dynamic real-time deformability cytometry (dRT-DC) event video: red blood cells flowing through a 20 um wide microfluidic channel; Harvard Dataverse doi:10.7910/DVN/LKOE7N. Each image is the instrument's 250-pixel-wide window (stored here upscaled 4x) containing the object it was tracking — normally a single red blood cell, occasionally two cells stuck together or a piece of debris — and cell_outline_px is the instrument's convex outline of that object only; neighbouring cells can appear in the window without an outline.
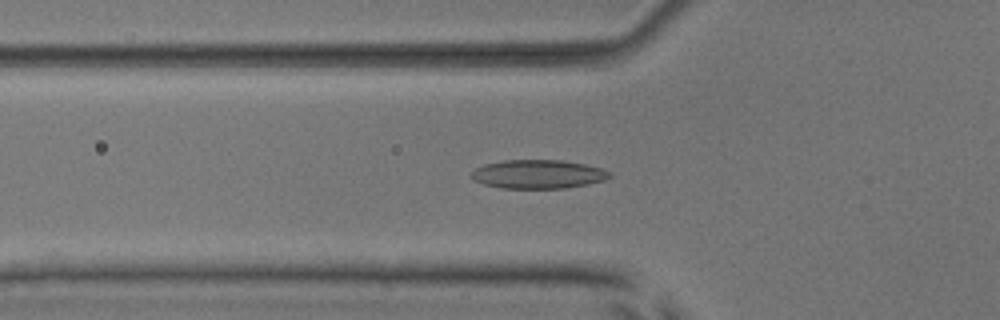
{"species": "common noctule bat (a hibernating species)", "species_latin": "Nyctalus noctula", "temperature_condition": "room temperature", "stored_images_in_passage": 43, "camera_frame_rate_fps": 3000, "um_per_image_px": 0.085, "animal": {"sex": "male", "body_mass_g": 17.9, "forearm_length_mm": 54.2}, "frame": {"image": 1, "passage_image": 13, "time_ms": 4.0, "image_size_px": [1000, 320], "cell_outline_px": [[612, 176], [604, 180], [588, 184], [564, 188], [500, 188], [484, 184], [476, 180], [472, 176], [472, 172], [476, 168], [484, 164], [504, 160], [560, 160], [584, 164], [600, 168], [608, 172]], "centroid_in_image_um": [45.73, 14.8], "position_along_channel_um": 80.1, "area_um2": 22.89}}
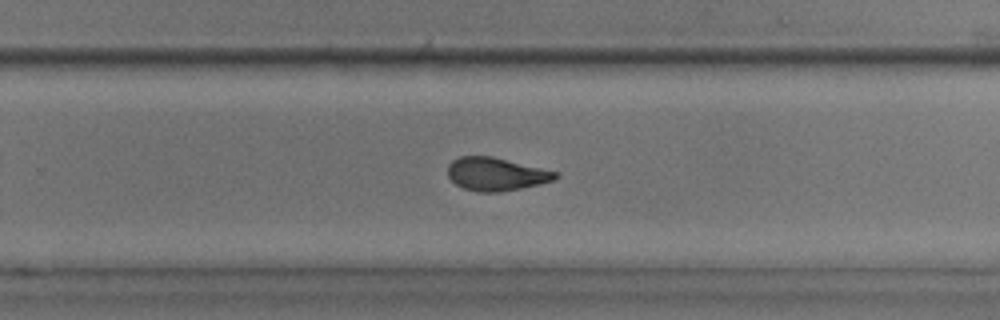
{"frame": {"image": 2, "passage_image": 29, "time_ms": 9.333, "image_size_px": [1000, 320], "cell_outline_px": [[560, 176], [552, 180], [540, 184], [500, 192], [480, 192], [464, 188], [456, 184], [448, 176], [448, 164], [452, 160], [460, 156], [492, 156], [560, 172]], "centroid_in_image_um": [42.18, 14.79], "position_along_channel_um": 287.6, "area_um2": 20.81}}
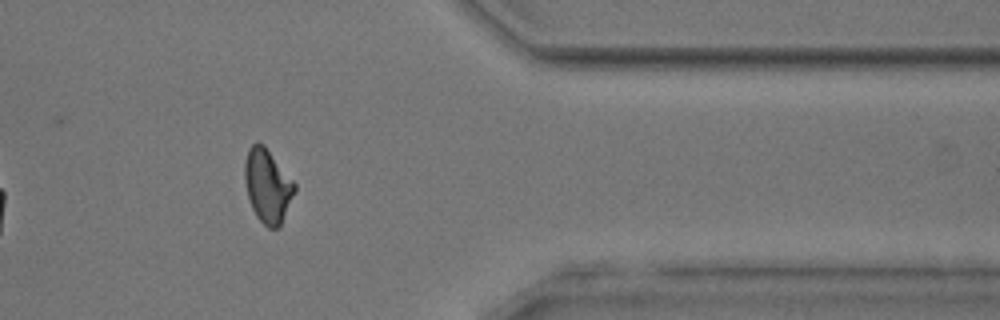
{"frame": {"image": 3, "passage_image": 38, "time_ms": 12.333, "image_size_px": [1000, 320], "cell_outline_px": [[296, 188], [280, 228], [268, 228], [256, 216], [252, 208], [248, 196], [244, 180], [244, 164], [248, 148], [252, 144], [264, 144], [296, 184]], "centroid_in_image_um": [22.74, 15.8], "position_along_channel_um": 388.7, "area_um2": 21.33}, "authors_computed_cell_mechanics": {"area_um2": 21.097, "velocity_mm_per_s": 3.8899, "shape_relaxation_time_tau1_ms": 7.2009, "shape_relaxation_time_tau2_ms": 2.3455, "deformation_change_tau1": 0.1963, "deformation_change_tau2": 0.085}}